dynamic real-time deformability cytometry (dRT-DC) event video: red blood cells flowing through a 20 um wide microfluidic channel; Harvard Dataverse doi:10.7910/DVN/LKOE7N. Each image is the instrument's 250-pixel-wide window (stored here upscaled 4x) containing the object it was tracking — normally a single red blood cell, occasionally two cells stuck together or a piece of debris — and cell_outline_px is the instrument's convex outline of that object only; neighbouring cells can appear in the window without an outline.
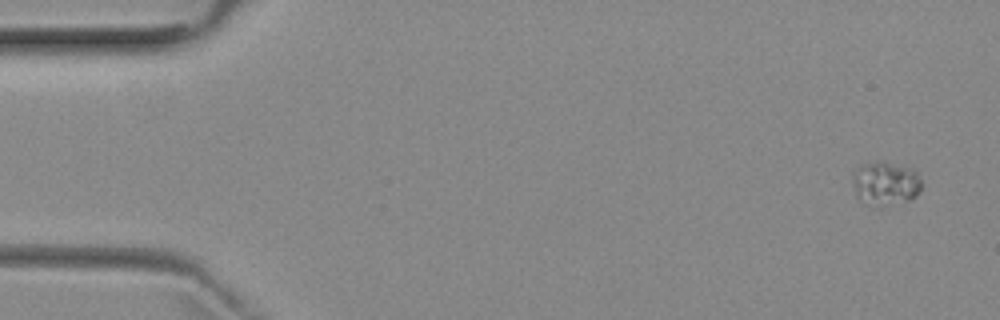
{"species": "common noctule bat (a hibernating species)", "species_latin": "Nyctalus noctula", "temperature_condition": "room temperature", "stored_images_in_passage": 7, "camera_frame_rate_fps": 3000, "um_per_image_px": 0.085, "animal": {"sex": "female", "body_mass_g": 29.2, "forearm_length_mm": 56.3}, "frame": {"image": 1, "passage_image": 1, "time_ms": 0.0, "image_size_px": [1000, 320], "cell_outline_px": [[920, 192], [916, 196], [908, 200], [880, 208], [860, 200], [856, 196], [852, 180], [852, 172], [856, 168], [864, 164], [876, 160], [884, 160], [912, 168], [916, 172], [920, 180]], "centroid_in_image_um": [75.24, 15.57], "position_along_channel_um": 9.8, "area_um2": 17.98}}
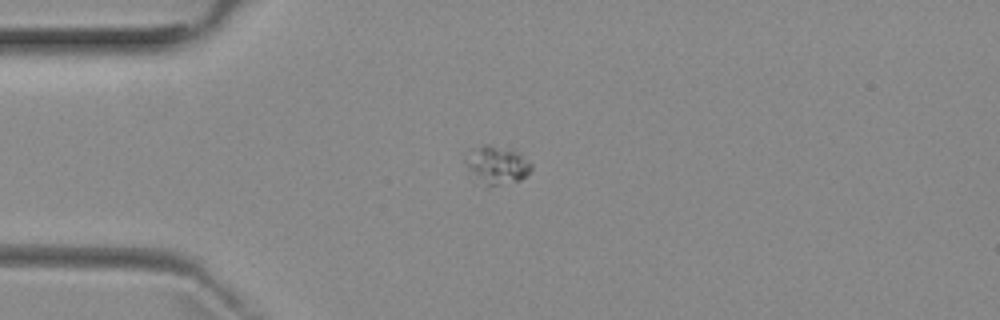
{"frame": {"image": 2, "passage_image": 4, "time_ms": 3.667, "image_size_px": [1000, 320], "cell_outline_px": [[532, 168], [520, 180], [496, 184], [488, 184], [468, 176], [464, 160], [472, 148], [484, 144], [488, 144], [508, 148], [516, 152], [532, 164]], "centroid_in_image_um": [42.15, 13.99], "position_along_channel_um": 42.8, "area_um2": 14.39}}
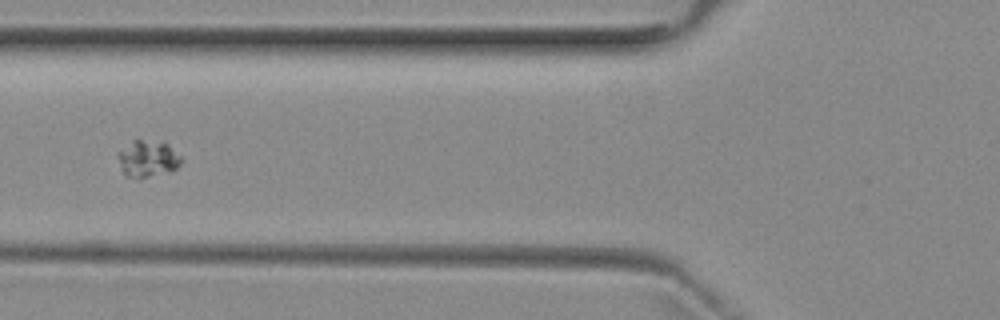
{"frame": {"image": 3, "passage_image": 6, "time_ms": 6.0, "image_size_px": [1000, 320], "cell_outline_px": [[184, 160], [176, 168], [148, 176], [124, 176], [116, 156], [116, 152], [132, 140], [164, 140]], "centroid_in_image_um": [12.52, 13.42], "position_along_channel_um": 113.3, "area_um2": 13.47}}